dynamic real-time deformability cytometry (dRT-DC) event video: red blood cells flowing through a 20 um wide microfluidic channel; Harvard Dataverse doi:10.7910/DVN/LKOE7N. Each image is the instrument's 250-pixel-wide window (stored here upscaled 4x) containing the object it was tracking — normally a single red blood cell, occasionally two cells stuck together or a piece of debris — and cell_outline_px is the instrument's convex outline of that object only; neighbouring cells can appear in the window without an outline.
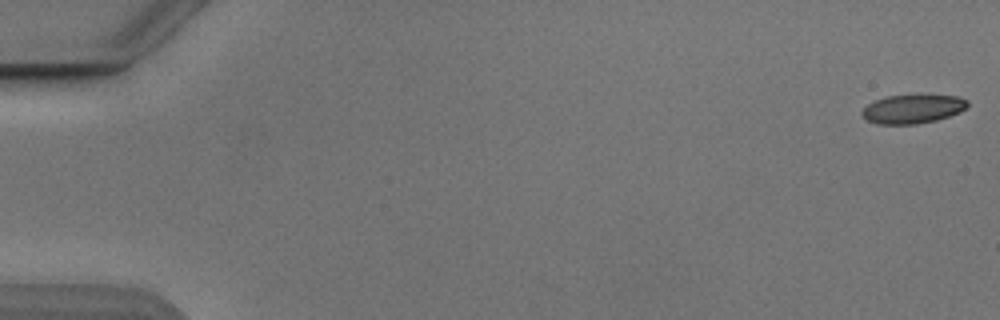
{"species": "Egyptian fruit bat (a non-hibernating species)", "species_latin": "Rousettus aegyptiacus", "temperature_condition": "cold", "stored_images_in_passage": 54, "camera_frame_rate_fps": 3000, "um_per_image_px": 0.085, "animal": {"sex": "male"}, "frame": {"image": 1, "passage_image": 1, "time_ms": 0.0, "image_size_px": [1000, 320], "cell_outline_px": [[968, 104], [960, 112], [936, 120], [916, 124], [876, 124], [868, 120], [860, 112], [868, 104], [876, 100], [888, 96], [960, 96], [968, 100]], "centroid_in_image_um": [77.58, 9.27], "position_along_channel_um": 7.4, "area_um2": 17.34}}
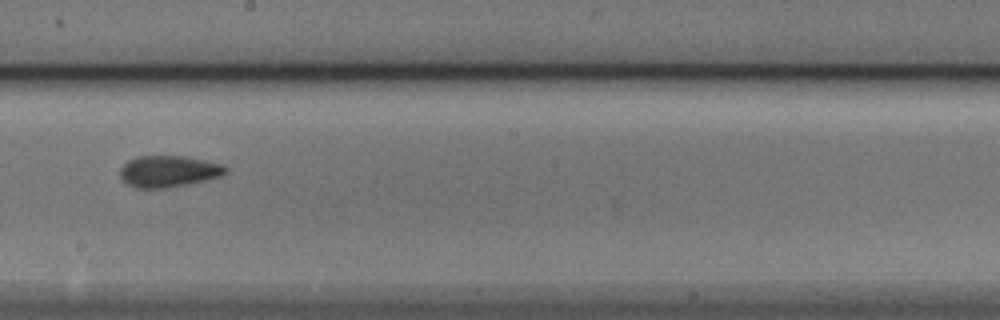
{"frame": {"image": 2, "passage_image": 31, "time_ms": 10.0, "image_size_px": [1000, 320], "cell_outline_px": [[228, 172], [220, 176], [204, 180], [164, 188], [136, 188], [128, 184], [120, 176], [120, 168], [128, 160], [136, 156], [184, 156], [204, 160], [220, 164], [228, 168]], "centroid_in_image_um": [14.3, 14.55], "position_along_channel_um": 233.9, "area_um2": 19.13}}
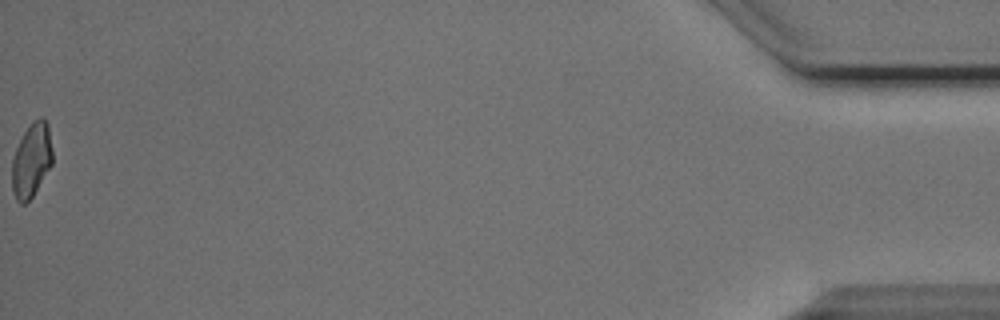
{"frame": {"image": 3, "passage_image": 54, "time_ms": 17.667, "image_size_px": [1000, 320], "cell_outline_px": [[52, 164], [32, 196], [24, 204], [20, 204], [16, 200], [12, 192], [12, 156], [24, 132], [32, 120], [40, 116], [44, 116], [48, 124], [52, 152]], "centroid_in_image_um": [2.66, 13.58], "position_along_channel_um": 432.5, "area_um2": 17.57}, "authors_computed_cell_mechanics": {"area_um2": 18.8139, "velocity_mm_per_s": 3.8743, "shape_relaxation_time_tau1_ms": 11.0663, "shape_relaxation_time_tau2_ms": 2.1868, "deformation_change_tau1": 0.1998, "deformation_change_tau2": 0.0851}}